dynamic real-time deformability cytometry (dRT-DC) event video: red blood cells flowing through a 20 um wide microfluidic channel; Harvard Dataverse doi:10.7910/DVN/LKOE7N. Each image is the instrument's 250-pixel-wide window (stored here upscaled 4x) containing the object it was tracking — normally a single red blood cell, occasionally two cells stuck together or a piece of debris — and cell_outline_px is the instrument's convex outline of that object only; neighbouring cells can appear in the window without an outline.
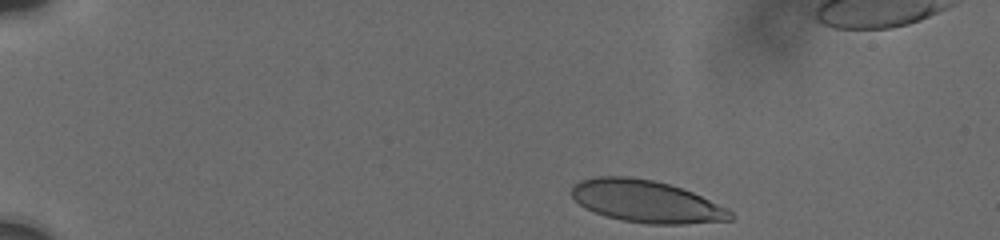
{"species": "human", "species_latin": "Homo sapiens", "temperature_condition": "cold", "stored_images_in_passage": 45, "camera_frame_rate_fps": 3000, "um_per_image_px": 0.085, "donor": {"sex": "male"}, "frame": {"image": 1, "passage_image": 1, "time_ms": 0.0, "image_size_px": [1000, 240], "cell_outline_px": [[732, 220], [684, 224], [648, 224], [624, 220], [604, 216], [580, 204], [572, 196], [572, 188], [580, 180], [596, 176], [632, 176], [652, 180], [668, 184], [692, 192], [728, 208], [732, 212]], "centroid_in_image_um": [54.95, 17.12], "position_along_channel_um": 30.0, "area_um2": 38.78}}
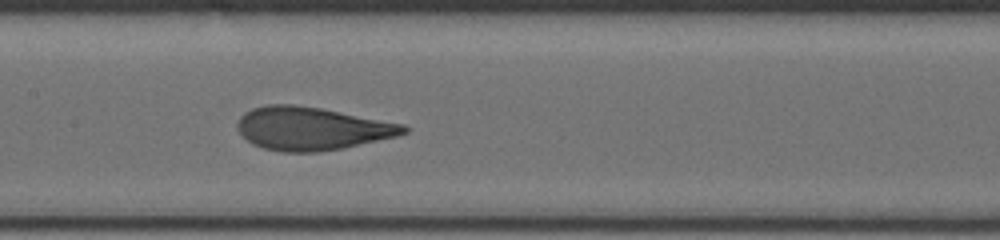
{"frame": {"image": 2, "passage_image": 24, "time_ms": 6.667, "image_size_px": [1000, 240], "cell_outline_px": [[408, 132], [396, 136], [344, 148], [320, 152], [284, 152], [264, 148], [252, 144], [236, 128], [236, 124], [240, 116], [244, 112], [252, 108], [268, 104], [296, 104], [320, 108], [404, 124], [408, 128]], "centroid_in_image_um": [26.47, 10.92], "position_along_channel_um": 180.9, "area_um2": 41.73}}
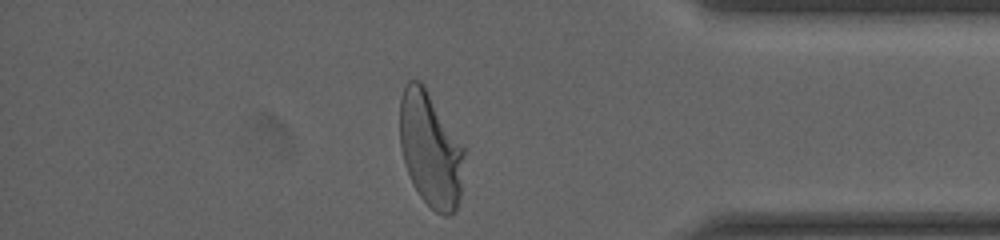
{"frame": {"image": 3, "passage_image": 43, "time_ms": 13.0, "image_size_px": [1000, 240], "cell_outline_px": [[468, 148], [460, 196], [456, 212], [448, 216], [444, 216], [436, 212], [420, 196], [412, 184], [404, 164], [400, 148], [400, 100], [404, 84], [408, 80], [420, 80], [424, 84]], "centroid_in_image_um": [36.64, 12.68], "position_along_channel_um": 398.6, "area_um2": 44.74}, "authors_computed_cell_mechanics": {"area_um2": 41.038, "velocity_mm_per_s": 3.7278, "shape_relaxation_time_tau1_ms": 3.7555, "shape_relaxation_time_tau2_ms": null, "deformation_change_tau1": 0.1857, "deformation_change_tau2": null}}